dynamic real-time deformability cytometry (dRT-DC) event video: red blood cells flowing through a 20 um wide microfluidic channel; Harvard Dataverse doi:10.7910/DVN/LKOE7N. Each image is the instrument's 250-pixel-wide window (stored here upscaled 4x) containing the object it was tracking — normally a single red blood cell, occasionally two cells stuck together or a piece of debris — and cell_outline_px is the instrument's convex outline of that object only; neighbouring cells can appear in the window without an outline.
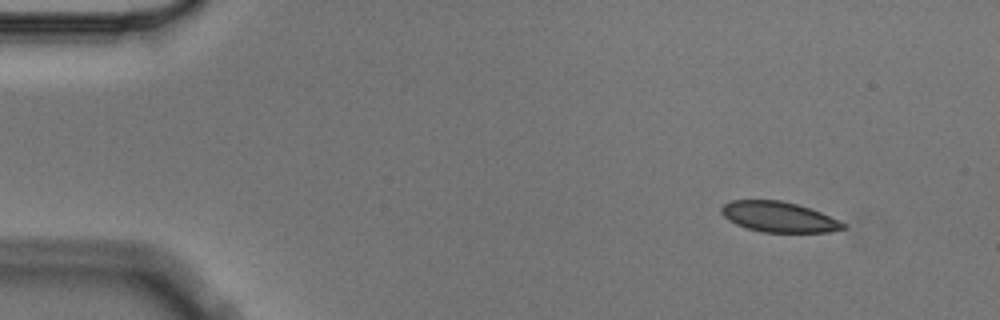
{"species": "Egyptian fruit bat (a non-hibernating species)", "species_latin": "Rousettus aegyptiacus", "temperature_condition": "cold", "stored_images_in_passage": 5, "camera_frame_rate_fps": 3000, "um_per_image_px": 0.085, "animal": {"sex": "male"}, "frame": {"image": 1, "passage_image": 1, "time_ms": 0.0, "image_size_px": [1000, 320], "cell_outline_px": [[848, 228], [828, 232], [760, 232], [736, 224], [728, 220], [720, 212], [720, 208], [724, 204], [732, 200], [780, 200], [796, 204], [820, 212], [844, 224]], "centroid_in_image_um": [66.15, 18.44], "position_along_channel_um": 18.9, "area_um2": 21.33}}
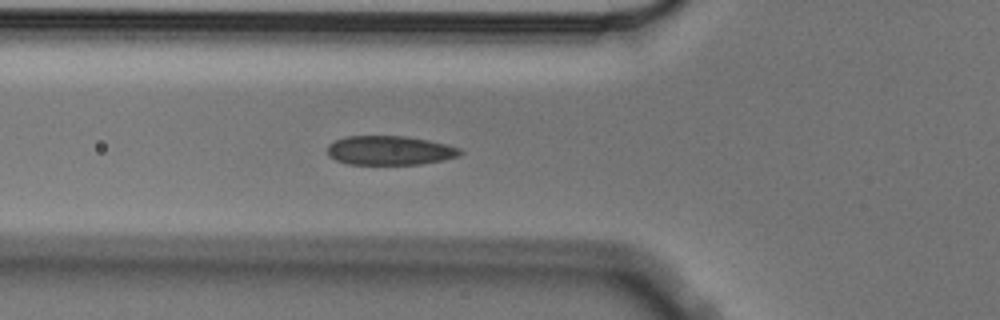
{"frame": {"image": 2, "passage_image": 5, "time_ms": 1.333, "image_size_px": [1000, 320], "cell_outline_px": [[464, 152], [460, 156], [444, 160], [420, 164], [348, 164], [336, 160], [328, 156], [328, 144], [344, 136], [408, 136], [428, 140], [460, 148]], "centroid_in_image_um": [33.14, 12.78], "position_along_channel_um": 92.7, "area_um2": 22.66}}